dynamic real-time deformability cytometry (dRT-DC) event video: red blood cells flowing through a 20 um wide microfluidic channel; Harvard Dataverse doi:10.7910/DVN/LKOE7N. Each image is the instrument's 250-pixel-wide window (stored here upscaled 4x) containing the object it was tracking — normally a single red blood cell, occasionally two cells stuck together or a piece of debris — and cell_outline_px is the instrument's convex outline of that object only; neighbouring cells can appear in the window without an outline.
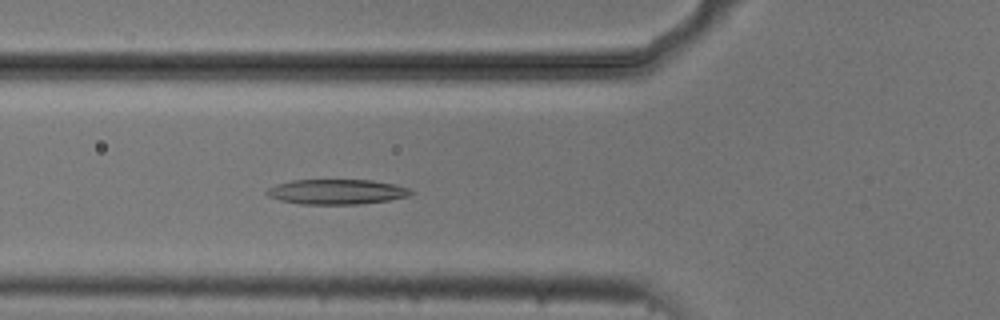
{"species": "common noctule bat (a hibernating species)", "species_latin": "Nyctalus noctula", "temperature_condition": "cold", "stored_images_in_passage": 43, "camera_frame_rate_fps": 3000, "um_per_image_px": 0.085, "animal": {"sex": "male", "body_mass_g": 20.5, "forearm_length_mm": 52.5}, "frame": {"image": 1, "passage_image": 9, "time_ms": 2.667, "image_size_px": [1000, 320], "cell_outline_px": [[416, 192], [408, 196], [388, 200], [360, 204], [300, 204], [280, 200], [268, 196], [264, 192], [268, 188], [276, 184], [292, 180], [372, 180], [392, 184], [408, 188]], "centroid_in_image_um": [28.59, 16.3], "position_along_channel_um": 97.2, "area_um2": 20.98}}
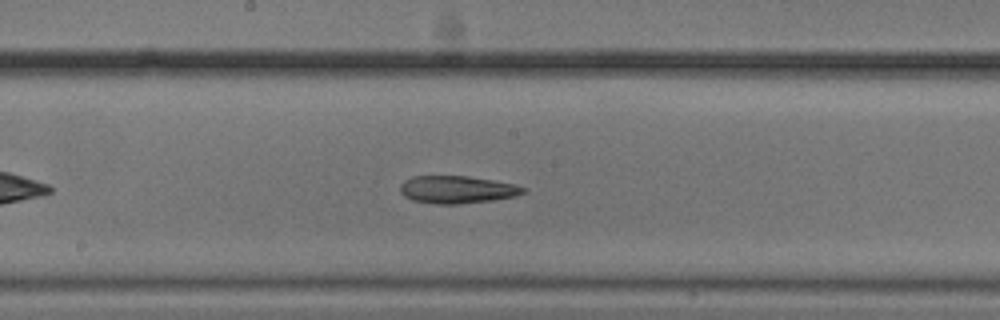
{"frame": {"image": 2, "passage_image": 18, "time_ms": 5.667, "image_size_px": [1000, 320], "cell_outline_px": [[528, 188], [524, 192], [516, 196], [492, 200], [460, 204], [436, 204], [412, 200], [404, 196], [400, 192], [400, 184], [404, 180], [412, 176], [468, 176], [492, 180], [512, 184]], "centroid_in_image_um": [38.82, 16.11], "position_along_channel_um": 209.4, "area_um2": 19.77}}
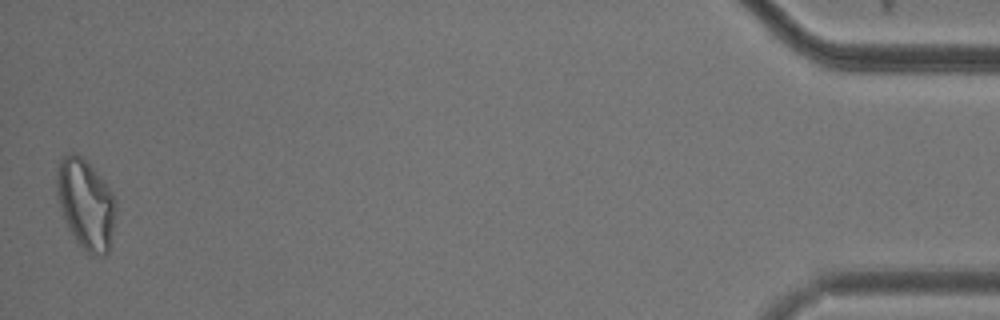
{"frame": {"image": 3, "passage_image": 43, "time_ms": 14.0, "image_size_px": [1000, 320], "cell_outline_px": [[116, 208], [112, 232], [108, 252], [104, 256], [92, 256], [80, 248], [68, 228], [56, 196], [56, 168], [60, 160], [64, 156], [72, 152], [76, 152], [88, 160], [112, 192], [116, 200]], "centroid_in_image_um": [7.27, 17.33], "position_along_channel_um": 427.9, "area_um2": 31.44}, "authors_computed_cell_mechanics": {"area_um2": 21.0392, "velocity_mm_per_s": 3.7094, "shape_relaxation_time_tau1_ms": 5.429, "shape_relaxation_time_tau2_ms": 7.4735, "deformation_change_tau1": 0.1684, "deformation_change_tau2": 0.1366}}